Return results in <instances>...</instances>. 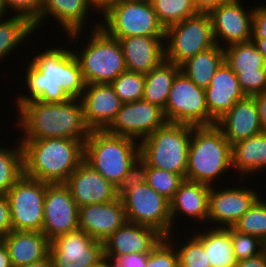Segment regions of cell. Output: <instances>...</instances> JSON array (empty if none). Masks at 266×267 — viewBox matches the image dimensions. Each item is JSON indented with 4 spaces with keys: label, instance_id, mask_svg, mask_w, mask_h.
I'll use <instances>...</instances> for the list:
<instances>
[{
    "label": "cell",
    "instance_id": "obj_14",
    "mask_svg": "<svg viewBox=\"0 0 266 267\" xmlns=\"http://www.w3.org/2000/svg\"><path fill=\"white\" fill-rule=\"evenodd\" d=\"M166 123L163 109L141 99L123 103L106 131L114 135L132 138L140 143Z\"/></svg>",
    "mask_w": 266,
    "mask_h": 267
},
{
    "label": "cell",
    "instance_id": "obj_23",
    "mask_svg": "<svg viewBox=\"0 0 266 267\" xmlns=\"http://www.w3.org/2000/svg\"><path fill=\"white\" fill-rule=\"evenodd\" d=\"M94 11L87 0H44L39 16L33 21L34 29L37 31L42 24L44 28L45 21L54 18L58 31L62 30L64 35L87 31L88 16L92 17Z\"/></svg>",
    "mask_w": 266,
    "mask_h": 267
},
{
    "label": "cell",
    "instance_id": "obj_38",
    "mask_svg": "<svg viewBox=\"0 0 266 267\" xmlns=\"http://www.w3.org/2000/svg\"><path fill=\"white\" fill-rule=\"evenodd\" d=\"M232 227L238 232L256 236L266 243V200L264 196H260Z\"/></svg>",
    "mask_w": 266,
    "mask_h": 267
},
{
    "label": "cell",
    "instance_id": "obj_25",
    "mask_svg": "<svg viewBox=\"0 0 266 267\" xmlns=\"http://www.w3.org/2000/svg\"><path fill=\"white\" fill-rule=\"evenodd\" d=\"M165 36H134L118 39L127 71L148 74L165 60Z\"/></svg>",
    "mask_w": 266,
    "mask_h": 267
},
{
    "label": "cell",
    "instance_id": "obj_2",
    "mask_svg": "<svg viewBox=\"0 0 266 267\" xmlns=\"http://www.w3.org/2000/svg\"><path fill=\"white\" fill-rule=\"evenodd\" d=\"M14 123L20 139H78L83 143L91 132L84 120L83 105L80 99L63 103L28 101L18 109ZM21 130V131H20Z\"/></svg>",
    "mask_w": 266,
    "mask_h": 267
},
{
    "label": "cell",
    "instance_id": "obj_31",
    "mask_svg": "<svg viewBox=\"0 0 266 267\" xmlns=\"http://www.w3.org/2000/svg\"><path fill=\"white\" fill-rule=\"evenodd\" d=\"M224 62V49L218 44L197 53L180 65V70L198 87L206 89L213 75Z\"/></svg>",
    "mask_w": 266,
    "mask_h": 267
},
{
    "label": "cell",
    "instance_id": "obj_6",
    "mask_svg": "<svg viewBox=\"0 0 266 267\" xmlns=\"http://www.w3.org/2000/svg\"><path fill=\"white\" fill-rule=\"evenodd\" d=\"M231 169L232 145L222 130L216 124L193 126L185 179L211 187Z\"/></svg>",
    "mask_w": 266,
    "mask_h": 267
},
{
    "label": "cell",
    "instance_id": "obj_35",
    "mask_svg": "<svg viewBox=\"0 0 266 267\" xmlns=\"http://www.w3.org/2000/svg\"><path fill=\"white\" fill-rule=\"evenodd\" d=\"M189 230L190 228L183 233V235H185L182 236V239L186 241H184V243H182L183 240L178 237L177 234L175 236L174 233H177V231L166 237L175 246L178 253L179 267H211L203 243L191 233L192 230H190V232ZM187 232L189 233V236L186 235ZM175 238H177L178 241Z\"/></svg>",
    "mask_w": 266,
    "mask_h": 267
},
{
    "label": "cell",
    "instance_id": "obj_8",
    "mask_svg": "<svg viewBox=\"0 0 266 267\" xmlns=\"http://www.w3.org/2000/svg\"><path fill=\"white\" fill-rule=\"evenodd\" d=\"M192 129V125L167 122L139 143L140 158L150 167L185 179Z\"/></svg>",
    "mask_w": 266,
    "mask_h": 267
},
{
    "label": "cell",
    "instance_id": "obj_45",
    "mask_svg": "<svg viewBox=\"0 0 266 267\" xmlns=\"http://www.w3.org/2000/svg\"><path fill=\"white\" fill-rule=\"evenodd\" d=\"M149 253H132L109 260L111 267H146Z\"/></svg>",
    "mask_w": 266,
    "mask_h": 267
},
{
    "label": "cell",
    "instance_id": "obj_11",
    "mask_svg": "<svg viewBox=\"0 0 266 267\" xmlns=\"http://www.w3.org/2000/svg\"><path fill=\"white\" fill-rule=\"evenodd\" d=\"M46 183L24 174L6 193L13 231H40L44 221Z\"/></svg>",
    "mask_w": 266,
    "mask_h": 267
},
{
    "label": "cell",
    "instance_id": "obj_44",
    "mask_svg": "<svg viewBox=\"0 0 266 267\" xmlns=\"http://www.w3.org/2000/svg\"><path fill=\"white\" fill-rule=\"evenodd\" d=\"M262 6L254 5L253 22L250 40H260L266 38V4Z\"/></svg>",
    "mask_w": 266,
    "mask_h": 267
},
{
    "label": "cell",
    "instance_id": "obj_1",
    "mask_svg": "<svg viewBox=\"0 0 266 267\" xmlns=\"http://www.w3.org/2000/svg\"><path fill=\"white\" fill-rule=\"evenodd\" d=\"M57 45L44 47L35 56L31 55V60H26L27 67H23L26 71L22 79L23 89L27 93L24 91L15 97L17 109L28 101L63 103L71 98H81L86 84L80 63L73 48H67V43L65 47Z\"/></svg>",
    "mask_w": 266,
    "mask_h": 267
},
{
    "label": "cell",
    "instance_id": "obj_22",
    "mask_svg": "<svg viewBox=\"0 0 266 267\" xmlns=\"http://www.w3.org/2000/svg\"><path fill=\"white\" fill-rule=\"evenodd\" d=\"M78 218L79 230L102 242L127 222L120 197L108 203L81 206Z\"/></svg>",
    "mask_w": 266,
    "mask_h": 267
},
{
    "label": "cell",
    "instance_id": "obj_3",
    "mask_svg": "<svg viewBox=\"0 0 266 267\" xmlns=\"http://www.w3.org/2000/svg\"><path fill=\"white\" fill-rule=\"evenodd\" d=\"M24 175L48 184L66 183L84 158L78 139H20Z\"/></svg>",
    "mask_w": 266,
    "mask_h": 267
},
{
    "label": "cell",
    "instance_id": "obj_29",
    "mask_svg": "<svg viewBox=\"0 0 266 267\" xmlns=\"http://www.w3.org/2000/svg\"><path fill=\"white\" fill-rule=\"evenodd\" d=\"M203 230H202V229ZM194 227V235L203 243L211 267H236L231 234L226 228Z\"/></svg>",
    "mask_w": 266,
    "mask_h": 267
},
{
    "label": "cell",
    "instance_id": "obj_7",
    "mask_svg": "<svg viewBox=\"0 0 266 267\" xmlns=\"http://www.w3.org/2000/svg\"><path fill=\"white\" fill-rule=\"evenodd\" d=\"M128 222L152 227L164 237L172 234L170 201L150 187L140 171L119 190Z\"/></svg>",
    "mask_w": 266,
    "mask_h": 267
},
{
    "label": "cell",
    "instance_id": "obj_54",
    "mask_svg": "<svg viewBox=\"0 0 266 267\" xmlns=\"http://www.w3.org/2000/svg\"><path fill=\"white\" fill-rule=\"evenodd\" d=\"M91 267H111V266L109 260L106 257H104L99 263Z\"/></svg>",
    "mask_w": 266,
    "mask_h": 267
},
{
    "label": "cell",
    "instance_id": "obj_5",
    "mask_svg": "<svg viewBox=\"0 0 266 267\" xmlns=\"http://www.w3.org/2000/svg\"><path fill=\"white\" fill-rule=\"evenodd\" d=\"M89 24L90 32L86 33L90 36L86 38V42H82L86 43L85 45L82 43L79 45L81 48L75 44H78L80 37H84L85 31L67 34L66 39L68 37L69 42L71 41L70 45L72 42L74 44L73 51L80 63L85 84H111L127 70L121 45L118 39L111 37L100 27L99 21H95L94 25L90 22Z\"/></svg>",
    "mask_w": 266,
    "mask_h": 267
},
{
    "label": "cell",
    "instance_id": "obj_37",
    "mask_svg": "<svg viewBox=\"0 0 266 267\" xmlns=\"http://www.w3.org/2000/svg\"><path fill=\"white\" fill-rule=\"evenodd\" d=\"M164 28L197 14L193 0H150Z\"/></svg>",
    "mask_w": 266,
    "mask_h": 267
},
{
    "label": "cell",
    "instance_id": "obj_49",
    "mask_svg": "<svg viewBox=\"0 0 266 267\" xmlns=\"http://www.w3.org/2000/svg\"><path fill=\"white\" fill-rule=\"evenodd\" d=\"M236 267H266V250L256 257L237 261Z\"/></svg>",
    "mask_w": 266,
    "mask_h": 267
},
{
    "label": "cell",
    "instance_id": "obj_36",
    "mask_svg": "<svg viewBox=\"0 0 266 267\" xmlns=\"http://www.w3.org/2000/svg\"><path fill=\"white\" fill-rule=\"evenodd\" d=\"M138 170L144 176L146 183L169 201L185 180L179 174L150 167L141 158L139 159Z\"/></svg>",
    "mask_w": 266,
    "mask_h": 267
},
{
    "label": "cell",
    "instance_id": "obj_19",
    "mask_svg": "<svg viewBox=\"0 0 266 267\" xmlns=\"http://www.w3.org/2000/svg\"><path fill=\"white\" fill-rule=\"evenodd\" d=\"M209 191V185L199 182H193L185 179L180 184L174 197L170 200L172 233L175 232L174 229H176V231H180L177 229L176 225L184 216V219L189 218L188 220H192H190V222L188 221L187 223L195 224L198 229L207 225L209 213ZM182 215L183 217H181ZM178 216L181 218H178ZM199 224L200 226H198Z\"/></svg>",
    "mask_w": 266,
    "mask_h": 267
},
{
    "label": "cell",
    "instance_id": "obj_47",
    "mask_svg": "<svg viewBox=\"0 0 266 267\" xmlns=\"http://www.w3.org/2000/svg\"><path fill=\"white\" fill-rule=\"evenodd\" d=\"M253 97L258 109L262 131L266 132V91L255 94Z\"/></svg>",
    "mask_w": 266,
    "mask_h": 267
},
{
    "label": "cell",
    "instance_id": "obj_9",
    "mask_svg": "<svg viewBox=\"0 0 266 267\" xmlns=\"http://www.w3.org/2000/svg\"><path fill=\"white\" fill-rule=\"evenodd\" d=\"M100 27L113 38L165 36L150 0H117L101 16Z\"/></svg>",
    "mask_w": 266,
    "mask_h": 267
},
{
    "label": "cell",
    "instance_id": "obj_27",
    "mask_svg": "<svg viewBox=\"0 0 266 267\" xmlns=\"http://www.w3.org/2000/svg\"><path fill=\"white\" fill-rule=\"evenodd\" d=\"M2 241L7 246L13 267H21L46 258L50 240L40 231L11 230Z\"/></svg>",
    "mask_w": 266,
    "mask_h": 267
},
{
    "label": "cell",
    "instance_id": "obj_30",
    "mask_svg": "<svg viewBox=\"0 0 266 267\" xmlns=\"http://www.w3.org/2000/svg\"><path fill=\"white\" fill-rule=\"evenodd\" d=\"M35 31L33 22L26 16L8 14L0 19V64L2 60L12 56V52L15 54L16 51L22 50H17L18 46L28 44Z\"/></svg>",
    "mask_w": 266,
    "mask_h": 267
},
{
    "label": "cell",
    "instance_id": "obj_17",
    "mask_svg": "<svg viewBox=\"0 0 266 267\" xmlns=\"http://www.w3.org/2000/svg\"><path fill=\"white\" fill-rule=\"evenodd\" d=\"M243 2L222 3L209 12L215 44L223 49L251 39L254 8L246 10Z\"/></svg>",
    "mask_w": 266,
    "mask_h": 267
},
{
    "label": "cell",
    "instance_id": "obj_10",
    "mask_svg": "<svg viewBox=\"0 0 266 267\" xmlns=\"http://www.w3.org/2000/svg\"><path fill=\"white\" fill-rule=\"evenodd\" d=\"M215 45L209 13L188 17L165 28V61L181 65Z\"/></svg>",
    "mask_w": 266,
    "mask_h": 267
},
{
    "label": "cell",
    "instance_id": "obj_20",
    "mask_svg": "<svg viewBox=\"0 0 266 267\" xmlns=\"http://www.w3.org/2000/svg\"><path fill=\"white\" fill-rule=\"evenodd\" d=\"M163 238L152 227L127 221L104 241V257L117 260L132 253H150Z\"/></svg>",
    "mask_w": 266,
    "mask_h": 267
},
{
    "label": "cell",
    "instance_id": "obj_16",
    "mask_svg": "<svg viewBox=\"0 0 266 267\" xmlns=\"http://www.w3.org/2000/svg\"><path fill=\"white\" fill-rule=\"evenodd\" d=\"M79 207L65 183H46L42 233L52 241L62 234L79 230Z\"/></svg>",
    "mask_w": 266,
    "mask_h": 267
},
{
    "label": "cell",
    "instance_id": "obj_51",
    "mask_svg": "<svg viewBox=\"0 0 266 267\" xmlns=\"http://www.w3.org/2000/svg\"><path fill=\"white\" fill-rule=\"evenodd\" d=\"M0 267H13L8 248L2 240L0 241Z\"/></svg>",
    "mask_w": 266,
    "mask_h": 267
},
{
    "label": "cell",
    "instance_id": "obj_33",
    "mask_svg": "<svg viewBox=\"0 0 266 267\" xmlns=\"http://www.w3.org/2000/svg\"><path fill=\"white\" fill-rule=\"evenodd\" d=\"M224 61L234 73L258 72L265 65L263 55L251 40L226 47Z\"/></svg>",
    "mask_w": 266,
    "mask_h": 267
},
{
    "label": "cell",
    "instance_id": "obj_50",
    "mask_svg": "<svg viewBox=\"0 0 266 267\" xmlns=\"http://www.w3.org/2000/svg\"><path fill=\"white\" fill-rule=\"evenodd\" d=\"M116 1L117 0H87L95 12H98L100 15H102Z\"/></svg>",
    "mask_w": 266,
    "mask_h": 267
},
{
    "label": "cell",
    "instance_id": "obj_42",
    "mask_svg": "<svg viewBox=\"0 0 266 267\" xmlns=\"http://www.w3.org/2000/svg\"><path fill=\"white\" fill-rule=\"evenodd\" d=\"M43 2L44 0H2L8 14L23 15L32 22L39 16Z\"/></svg>",
    "mask_w": 266,
    "mask_h": 267
},
{
    "label": "cell",
    "instance_id": "obj_12",
    "mask_svg": "<svg viewBox=\"0 0 266 267\" xmlns=\"http://www.w3.org/2000/svg\"><path fill=\"white\" fill-rule=\"evenodd\" d=\"M164 115L169 123L210 126L205 89L180 70L173 79Z\"/></svg>",
    "mask_w": 266,
    "mask_h": 267
},
{
    "label": "cell",
    "instance_id": "obj_48",
    "mask_svg": "<svg viewBox=\"0 0 266 267\" xmlns=\"http://www.w3.org/2000/svg\"><path fill=\"white\" fill-rule=\"evenodd\" d=\"M194 6L198 12L209 13L212 9L218 7L222 3L233 0H193Z\"/></svg>",
    "mask_w": 266,
    "mask_h": 267
},
{
    "label": "cell",
    "instance_id": "obj_15",
    "mask_svg": "<svg viewBox=\"0 0 266 267\" xmlns=\"http://www.w3.org/2000/svg\"><path fill=\"white\" fill-rule=\"evenodd\" d=\"M53 267H91L104 258V242L77 230L50 241Z\"/></svg>",
    "mask_w": 266,
    "mask_h": 267
},
{
    "label": "cell",
    "instance_id": "obj_40",
    "mask_svg": "<svg viewBox=\"0 0 266 267\" xmlns=\"http://www.w3.org/2000/svg\"><path fill=\"white\" fill-rule=\"evenodd\" d=\"M233 242V251L237 261H244L256 257L266 250V243L260 238L238 232L233 227L226 228Z\"/></svg>",
    "mask_w": 266,
    "mask_h": 267
},
{
    "label": "cell",
    "instance_id": "obj_26",
    "mask_svg": "<svg viewBox=\"0 0 266 267\" xmlns=\"http://www.w3.org/2000/svg\"><path fill=\"white\" fill-rule=\"evenodd\" d=\"M216 125L231 145L262 132L254 97L246 96L237 101Z\"/></svg>",
    "mask_w": 266,
    "mask_h": 267
},
{
    "label": "cell",
    "instance_id": "obj_46",
    "mask_svg": "<svg viewBox=\"0 0 266 267\" xmlns=\"http://www.w3.org/2000/svg\"><path fill=\"white\" fill-rule=\"evenodd\" d=\"M12 230L11 213L6 194H0V239Z\"/></svg>",
    "mask_w": 266,
    "mask_h": 267
},
{
    "label": "cell",
    "instance_id": "obj_53",
    "mask_svg": "<svg viewBox=\"0 0 266 267\" xmlns=\"http://www.w3.org/2000/svg\"><path fill=\"white\" fill-rule=\"evenodd\" d=\"M257 46V49L263 55L264 60L266 61V38L260 40H251Z\"/></svg>",
    "mask_w": 266,
    "mask_h": 267
},
{
    "label": "cell",
    "instance_id": "obj_52",
    "mask_svg": "<svg viewBox=\"0 0 266 267\" xmlns=\"http://www.w3.org/2000/svg\"><path fill=\"white\" fill-rule=\"evenodd\" d=\"M21 267H53V263H52V259L50 257V255H48L46 258L34 262V263H30L27 264L25 266H21Z\"/></svg>",
    "mask_w": 266,
    "mask_h": 267
},
{
    "label": "cell",
    "instance_id": "obj_32",
    "mask_svg": "<svg viewBox=\"0 0 266 267\" xmlns=\"http://www.w3.org/2000/svg\"><path fill=\"white\" fill-rule=\"evenodd\" d=\"M179 71V65L164 60L159 66L145 74L142 99L157 105L164 111L173 79Z\"/></svg>",
    "mask_w": 266,
    "mask_h": 267
},
{
    "label": "cell",
    "instance_id": "obj_13",
    "mask_svg": "<svg viewBox=\"0 0 266 267\" xmlns=\"http://www.w3.org/2000/svg\"><path fill=\"white\" fill-rule=\"evenodd\" d=\"M238 179V182H236L238 184L232 186V188L225 184L223 189V186H219V183L210 187L207 224L209 223L212 226L208 224L206 227H232L261 196V193L257 190L245 186L246 184L243 185L245 179ZM217 186L218 188H216ZM219 187L221 188L219 189Z\"/></svg>",
    "mask_w": 266,
    "mask_h": 267
},
{
    "label": "cell",
    "instance_id": "obj_41",
    "mask_svg": "<svg viewBox=\"0 0 266 267\" xmlns=\"http://www.w3.org/2000/svg\"><path fill=\"white\" fill-rule=\"evenodd\" d=\"M146 267H179L175 246L166 237L150 251Z\"/></svg>",
    "mask_w": 266,
    "mask_h": 267
},
{
    "label": "cell",
    "instance_id": "obj_39",
    "mask_svg": "<svg viewBox=\"0 0 266 267\" xmlns=\"http://www.w3.org/2000/svg\"><path fill=\"white\" fill-rule=\"evenodd\" d=\"M145 74L125 71L112 83L116 95L123 103L139 101L144 95Z\"/></svg>",
    "mask_w": 266,
    "mask_h": 267
},
{
    "label": "cell",
    "instance_id": "obj_28",
    "mask_svg": "<svg viewBox=\"0 0 266 267\" xmlns=\"http://www.w3.org/2000/svg\"><path fill=\"white\" fill-rule=\"evenodd\" d=\"M233 169L234 176L241 179H247L257 172H266V132L262 131L232 144Z\"/></svg>",
    "mask_w": 266,
    "mask_h": 267
},
{
    "label": "cell",
    "instance_id": "obj_24",
    "mask_svg": "<svg viewBox=\"0 0 266 267\" xmlns=\"http://www.w3.org/2000/svg\"><path fill=\"white\" fill-rule=\"evenodd\" d=\"M205 94L210 126L215 125L237 101L246 97L238 83L237 75L225 61L213 75Z\"/></svg>",
    "mask_w": 266,
    "mask_h": 267
},
{
    "label": "cell",
    "instance_id": "obj_34",
    "mask_svg": "<svg viewBox=\"0 0 266 267\" xmlns=\"http://www.w3.org/2000/svg\"><path fill=\"white\" fill-rule=\"evenodd\" d=\"M16 142V146H0V194H6L24 174L22 145L20 139Z\"/></svg>",
    "mask_w": 266,
    "mask_h": 267
},
{
    "label": "cell",
    "instance_id": "obj_55",
    "mask_svg": "<svg viewBox=\"0 0 266 267\" xmlns=\"http://www.w3.org/2000/svg\"><path fill=\"white\" fill-rule=\"evenodd\" d=\"M8 15V13L6 12L2 0H0V19L5 18Z\"/></svg>",
    "mask_w": 266,
    "mask_h": 267
},
{
    "label": "cell",
    "instance_id": "obj_56",
    "mask_svg": "<svg viewBox=\"0 0 266 267\" xmlns=\"http://www.w3.org/2000/svg\"><path fill=\"white\" fill-rule=\"evenodd\" d=\"M264 72L266 74V61H265V65H264Z\"/></svg>",
    "mask_w": 266,
    "mask_h": 267
},
{
    "label": "cell",
    "instance_id": "obj_4",
    "mask_svg": "<svg viewBox=\"0 0 266 267\" xmlns=\"http://www.w3.org/2000/svg\"><path fill=\"white\" fill-rule=\"evenodd\" d=\"M139 159V142L129 137L93 130L84 142L83 160L119 190L138 171Z\"/></svg>",
    "mask_w": 266,
    "mask_h": 267
},
{
    "label": "cell",
    "instance_id": "obj_43",
    "mask_svg": "<svg viewBox=\"0 0 266 267\" xmlns=\"http://www.w3.org/2000/svg\"><path fill=\"white\" fill-rule=\"evenodd\" d=\"M235 74L246 96H253L266 91V74L264 68H258V72Z\"/></svg>",
    "mask_w": 266,
    "mask_h": 267
},
{
    "label": "cell",
    "instance_id": "obj_18",
    "mask_svg": "<svg viewBox=\"0 0 266 267\" xmlns=\"http://www.w3.org/2000/svg\"><path fill=\"white\" fill-rule=\"evenodd\" d=\"M65 184L79 208L88 204L108 203L119 198V189L84 160Z\"/></svg>",
    "mask_w": 266,
    "mask_h": 267
},
{
    "label": "cell",
    "instance_id": "obj_21",
    "mask_svg": "<svg viewBox=\"0 0 266 267\" xmlns=\"http://www.w3.org/2000/svg\"><path fill=\"white\" fill-rule=\"evenodd\" d=\"M80 100L90 131L106 130L123 104L111 84H86Z\"/></svg>",
    "mask_w": 266,
    "mask_h": 267
}]
</instances>
